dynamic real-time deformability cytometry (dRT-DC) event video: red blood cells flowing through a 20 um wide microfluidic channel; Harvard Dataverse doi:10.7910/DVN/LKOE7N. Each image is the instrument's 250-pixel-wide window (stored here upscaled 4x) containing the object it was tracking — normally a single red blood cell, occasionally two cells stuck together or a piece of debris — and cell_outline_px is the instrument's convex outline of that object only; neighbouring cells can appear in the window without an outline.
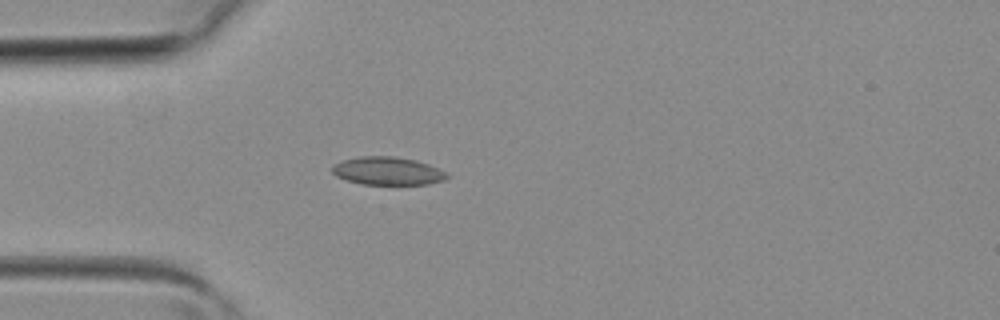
{"species": "common noctule bat (a hibernating species)", "species_latin": "Nyctalus noctula", "temperature_condition": "room temperature", "stored_images_in_passage": 3, "camera_frame_rate_fps": 3000, "um_per_image_px": 0.085, "animal": {"sex": "female", "body_mass_g": 19.3, "forearm_length_mm": 54.1}, "frame": {"image": 1, "passage_image": 3, "time_ms": 0.667, "image_size_px": [1000, 320], "cell_outline_px": [[448, 176], [444, 180], [428, 184], [360, 184], [336, 176], [332, 172], [332, 164], [344, 160], [360, 156], [392, 156], [416, 160], [428, 164], [448, 172]], "centroid_in_image_um": [32.95, 14.53], "position_along_channel_um": 52.1, "area_um2": 18.73}}